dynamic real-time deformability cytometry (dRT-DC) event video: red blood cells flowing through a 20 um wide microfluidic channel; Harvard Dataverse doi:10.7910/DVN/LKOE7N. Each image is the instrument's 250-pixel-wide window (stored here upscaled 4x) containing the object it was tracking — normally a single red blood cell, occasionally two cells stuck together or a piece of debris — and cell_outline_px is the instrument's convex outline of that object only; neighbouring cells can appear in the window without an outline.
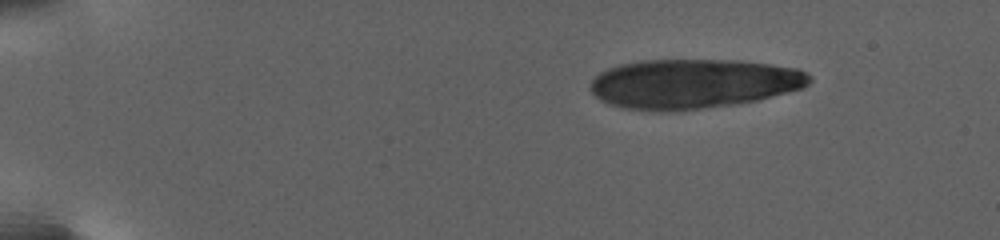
{"species": "human", "species_latin": "Homo sapiens", "temperature_condition": "warm", "stored_images_in_passage": 21, "camera_frame_rate_fps": 3000, "um_per_image_px": 0.085, "donor": {"sex": "female"}, "frame": {"image": 1, "passage_image": 1, "time_ms": 0.0, "image_size_px": [1000, 240], "cell_outline_px": [[812, 80], [808, 84], [800, 88], [756, 100], [700, 108], [628, 108], [612, 104], [600, 100], [588, 88], [592, 80], [600, 72], [608, 68], [620, 64], [640, 60], [740, 60], [772, 64], [800, 68], [808, 72], [812, 76]], "centroid_in_image_um": [58.97, 7.05], "position_along_channel_um": 26.0, "area_um2": 61.96}}